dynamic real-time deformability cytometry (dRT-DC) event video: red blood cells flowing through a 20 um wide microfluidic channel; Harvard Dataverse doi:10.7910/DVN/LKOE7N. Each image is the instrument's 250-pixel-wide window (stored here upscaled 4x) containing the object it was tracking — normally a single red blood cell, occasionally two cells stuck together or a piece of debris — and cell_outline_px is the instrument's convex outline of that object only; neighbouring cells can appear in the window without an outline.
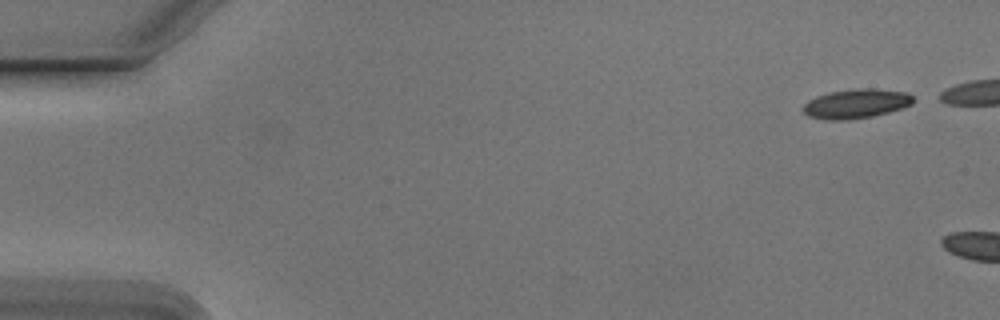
{"species": "Egyptian fruit bat (a non-hibernating species)", "species_latin": "Rousettus aegyptiacus", "temperature_condition": "cold", "stored_images_in_passage": 5, "camera_frame_rate_fps": 3000, "um_per_image_px": 0.085, "animal": {"sex": "male"}, "frame": {"image": 1, "passage_image": 1, "time_ms": 0.0, "image_size_px": [1000, 320], "cell_outline_px": [[916, 100], [912, 104], [888, 112], [872, 116], [848, 120], [828, 120], [808, 116], [804, 112], [804, 104], [808, 100], [816, 96], [828, 92], [856, 88], [872, 88], [908, 92]], "centroid_in_image_um": [72.78, 8.8], "position_along_channel_um": 12.2, "area_um2": 18.9}}